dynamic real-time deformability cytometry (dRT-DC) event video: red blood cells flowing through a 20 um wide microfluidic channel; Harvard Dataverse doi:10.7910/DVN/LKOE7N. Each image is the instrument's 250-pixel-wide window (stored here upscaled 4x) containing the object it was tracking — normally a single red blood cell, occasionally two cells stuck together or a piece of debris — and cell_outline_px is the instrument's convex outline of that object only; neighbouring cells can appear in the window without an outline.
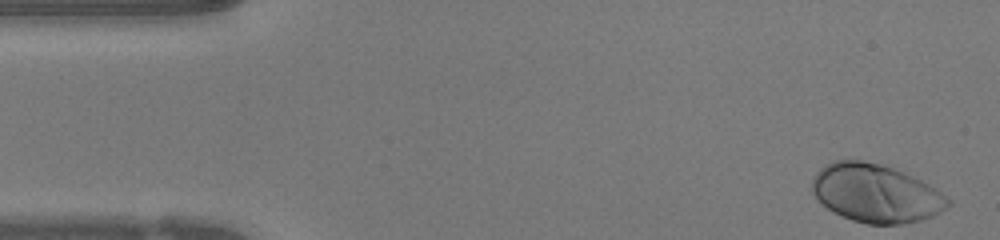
{"species": "human", "species_latin": "Homo sapiens", "temperature_condition": "warm", "stored_images_in_passage": 47, "camera_frame_rate_fps": 3000, "um_per_image_px": 0.085, "donor": {"sex": "female"}, "frame": {"image": 1, "passage_image": 1, "time_ms": 0.0, "image_size_px": [1000, 240], "cell_outline_px": [[952, 204], [940, 212], [932, 216], [920, 220], [904, 224], [868, 224], [852, 220], [828, 208], [812, 192], [812, 180], [816, 172], [824, 164], [836, 160], [860, 160], [880, 164], [892, 168], [920, 180], [936, 188], [952, 200]], "centroid_in_image_um": [74.46, 16.43], "position_along_channel_um": 10.5, "area_um2": 45.84}}
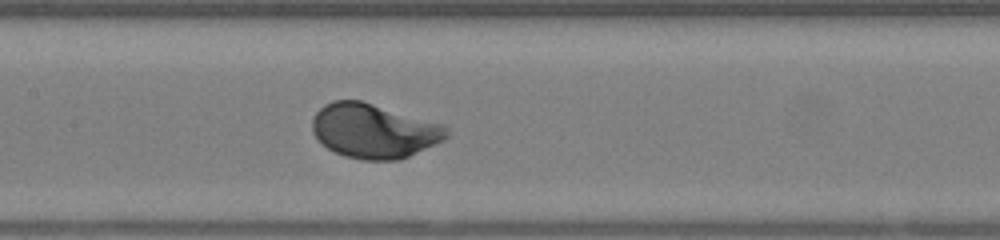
{"frame": {"image": 2, "passage_image": 21, "time_ms": 6.667, "image_size_px": [1000, 240], "cell_outline_px": [[448, 136], [444, 140], [400, 160], [360, 160], [344, 156], [320, 144], [312, 132], [312, 120], [316, 112], [324, 104], [332, 100], [360, 100], [444, 124], [448, 128]], "centroid_in_image_um": [31.77, 11.13], "position_along_channel_um": 175.6, "area_um2": 42.83}}
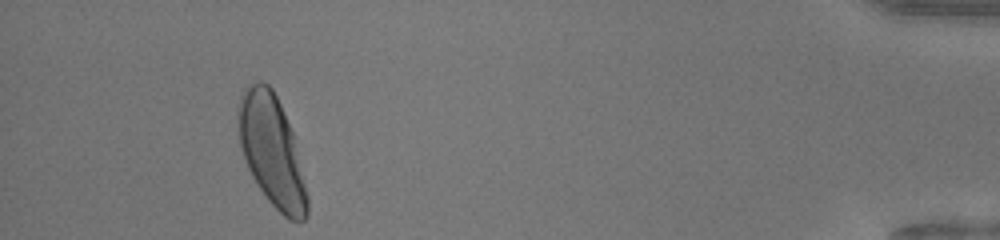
{"frame": {"image": 3, "passage_image": 43, "time_ms": 14.0, "image_size_px": [1000, 240], "cell_outline_px": [[308, 212], [304, 220], [288, 220], [268, 200], [256, 184], [244, 160], [240, 148], [236, 112], [240, 96], [244, 88], [248, 84], [260, 80], [268, 84], [272, 88], [280, 104], [292, 132], [308, 196]], "centroid_in_image_um": [23.06, 12.79], "position_along_channel_um": 412.1, "area_um2": 44.56}, "authors_computed_cell_mechanics": {"area_um2": 42.0784, "velocity_mm_per_s": 4.1918, "shape_relaxation_time_tau1_ms": 1.7152, "shape_relaxation_time_tau2_ms": null, "deformation_change_tau1": 0.1531, "deformation_change_tau2": null}}